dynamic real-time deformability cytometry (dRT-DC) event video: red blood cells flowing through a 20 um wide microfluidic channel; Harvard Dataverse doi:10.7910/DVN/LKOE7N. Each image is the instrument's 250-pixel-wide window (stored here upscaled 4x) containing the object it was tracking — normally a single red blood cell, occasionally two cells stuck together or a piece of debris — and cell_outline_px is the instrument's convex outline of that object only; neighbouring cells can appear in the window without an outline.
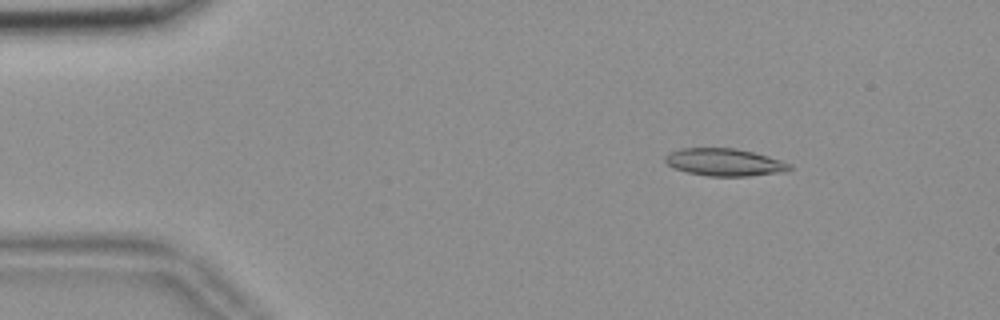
{"species": "common noctule bat (a hibernating species)", "species_latin": "Nyctalus noctula", "temperature_condition": "room temperature", "stored_images_in_passage": 55, "camera_frame_rate_fps": 3000, "um_per_image_px": 0.085, "animal": {"sex": "female", "body_mass_g": 18.4}, "frame": {"image": 1, "passage_image": 8, "time_ms": 2.333, "image_size_px": [1000, 320], "cell_outline_px": [[792, 168], [788, 172], [748, 176], [708, 176], [688, 172], [672, 168], [664, 160], [664, 156], [680, 148], [736, 148], [768, 156], [792, 164]], "centroid_in_image_um": [61.61, 13.8], "position_along_channel_um": 23.4, "area_um2": 20.0}}
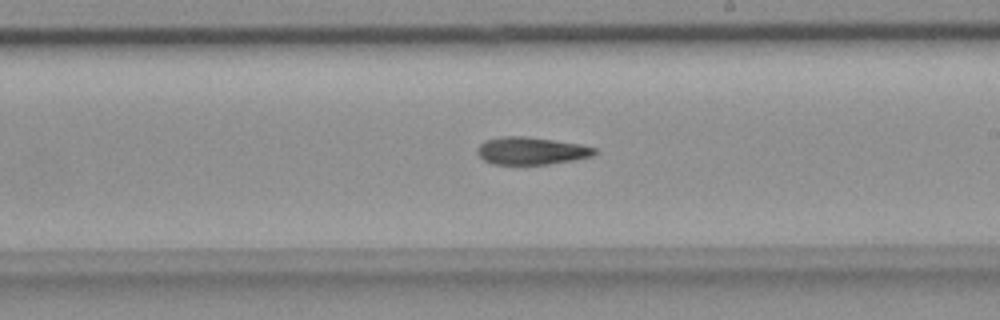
{"frame": {"image": 2, "passage_image": 32, "time_ms": 10.333, "image_size_px": [1000, 320], "cell_outline_px": [[596, 152], [592, 156], [572, 160], [548, 164], [492, 164], [484, 160], [476, 152], [476, 148], [484, 140], [500, 136], [528, 136], [580, 144], [596, 148]], "centroid_in_image_um": [45.11, 12.81], "position_along_channel_um": 243.9, "area_um2": 18.84}}
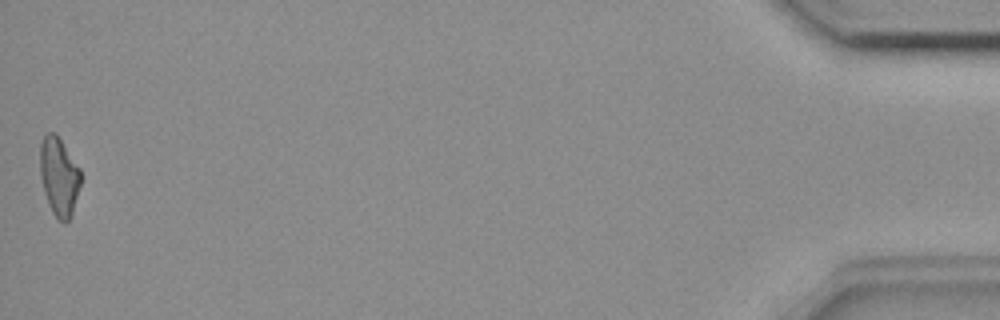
{"frame": {"image": 3, "passage_image": 55, "time_ms": 18.0, "image_size_px": [1000, 320], "cell_outline_px": [[80, 184], [72, 216], [64, 224], [52, 212], [48, 204], [44, 192], [40, 176], [40, 144], [44, 132], [56, 132], [80, 168]], "centroid_in_image_um": [5.0, 14.97], "position_along_channel_um": 430.2, "area_um2": 18.79}}